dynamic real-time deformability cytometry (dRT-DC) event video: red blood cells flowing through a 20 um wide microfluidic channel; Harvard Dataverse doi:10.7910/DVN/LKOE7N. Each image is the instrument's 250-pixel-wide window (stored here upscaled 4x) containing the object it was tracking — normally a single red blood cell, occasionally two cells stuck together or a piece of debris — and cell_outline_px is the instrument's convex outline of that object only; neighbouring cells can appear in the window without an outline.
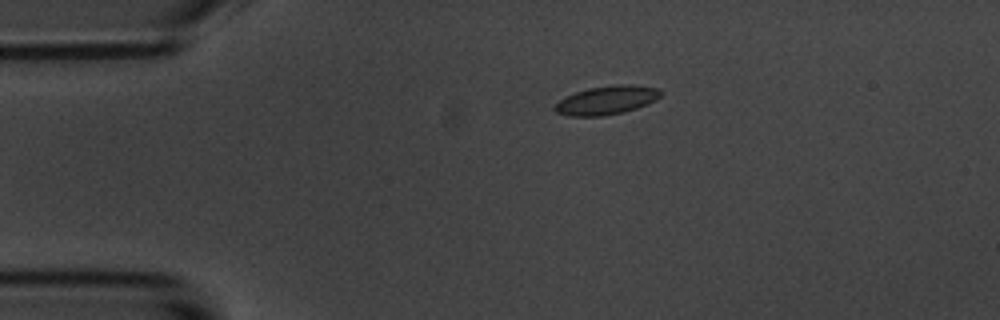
{"species": "common noctule bat (a hibernating species)", "species_latin": "Nyctalus noctula", "temperature_condition": "room temperature", "stored_images_in_passage": 46, "camera_frame_rate_fps": 3000, "um_per_image_px": 0.085, "animal": {"sex": "male", "body_mass_g": 20.1, "forearm_length_mm": 53.5}, "frame": {"image": 1, "passage_image": 1, "time_ms": 0.0, "image_size_px": [1000, 320], "cell_outline_px": [[664, 92], [656, 100], [648, 104], [624, 112], [600, 116], [568, 116], [556, 112], [552, 108], [560, 100], [576, 92], [588, 88], [612, 84], [632, 84], [660, 88]], "centroid_in_image_um": [51.61, 8.5], "position_along_channel_um": 33.4, "area_um2": 17.86}}
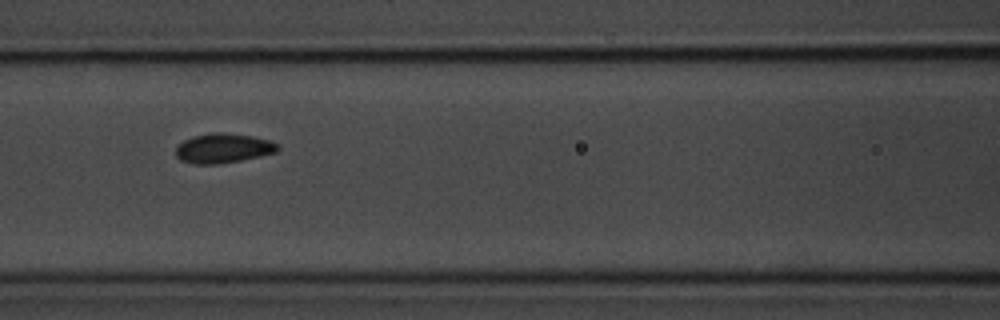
{"frame": {"image": 2, "passage_image": 14, "time_ms": 4.333, "image_size_px": [1000, 320], "cell_outline_px": [[280, 148], [276, 152], [260, 156], [220, 164], [192, 164], [180, 160], [176, 156], [176, 148], [184, 140], [192, 136], [212, 132], [224, 132], [252, 136], [268, 140], [280, 144]], "centroid_in_image_um": [18.97, 12.6], "position_along_channel_um": 147.6, "area_um2": 17.69}}
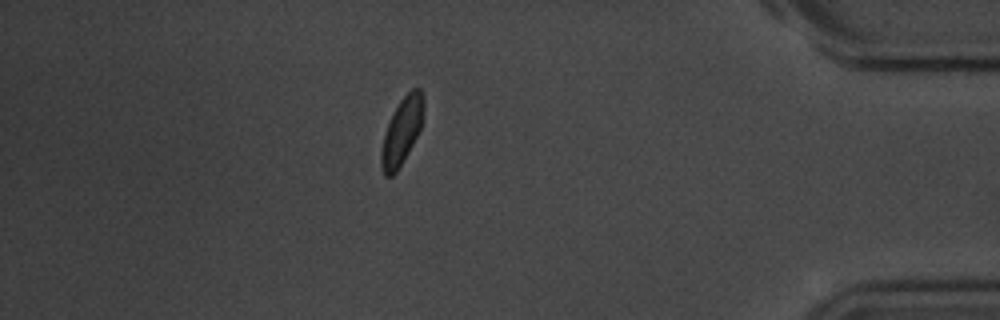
{"frame": {"image": 3, "passage_image": 39, "time_ms": 12.667, "image_size_px": [1000, 320], "cell_outline_px": [[424, 104], [420, 128], [408, 152], [396, 172], [392, 176], [384, 176], [380, 164], [380, 152], [384, 132], [392, 112], [400, 100], [412, 88], [420, 88], [424, 96]], "centroid_in_image_um": [34.12, 11.14], "position_along_channel_um": 401.1, "area_um2": 16.47}, "authors_computed_cell_mechanics": {"area_um2": 16.9932, "velocity_mm_per_s": 3.5326, "shape_relaxation_time_tau1_ms": 2.6823, "shape_relaxation_time_tau2_ms": 1.6272, "deformation_change_tau1": 0.0691, "deformation_change_tau2": 0.0539}}